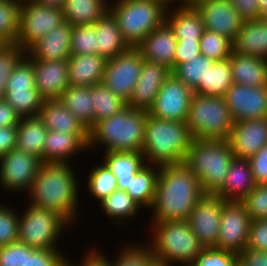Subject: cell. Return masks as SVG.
Listing matches in <instances>:
<instances>
[{
    "mask_svg": "<svg viewBox=\"0 0 267 266\" xmlns=\"http://www.w3.org/2000/svg\"><path fill=\"white\" fill-rule=\"evenodd\" d=\"M204 195L198 178L184 162L159 166L150 221L188 220Z\"/></svg>",
    "mask_w": 267,
    "mask_h": 266,
    "instance_id": "6da1fadb",
    "label": "cell"
},
{
    "mask_svg": "<svg viewBox=\"0 0 267 266\" xmlns=\"http://www.w3.org/2000/svg\"><path fill=\"white\" fill-rule=\"evenodd\" d=\"M78 178L72 163L42 162L27 202L58 212L73 226L79 221L78 201H82Z\"/></svg>",
    "mask_w": 267,
    "mask_h": 266,
    "instance_id": "7a4b0ae2",
    "label": "cell"
},
{
    "mask_svg": "<svg viewBox=\"0 0 267 266\" xmlns=\"http://www.w3.org/2000/svg\"><path fill=\"white\" fill-rule=\"evenodd\" d=\"M148 114V111L126 106L108 119L96 122L89 130L88 153L98 148L104 153L142 152Z\"/></svg>",
    "mask_w": 267,
    "mask_h": 266,
    "instance_id": "3957f363",
    "label": "cell"
},
{
    "mask_svg": "<svg viewBox=\"0 0 267 266\" xmlns=\"http://www.w3.org/2000/svg\"><path fill=\"white\" fill-rule=\"evenodd\" d=\"M192 140L186 122L159 119L148 114L142 149L145 163L157 166L182 163Z\"/></svg>",
    "mask_w": 267,
    "mask_h": 266,
    "instance_id": "277c9868",
    "label": "cell"
},
{
    "mask_svg": "<svg viewBox=\"0 0 267 266\" xmlns=\"http://www.w3.org/2000/svg\"><path fill=\"white\" fill-rule=\"evenodd\" d=\"M149 241L154 259L167 266H190L204 249L187 220L150 222Z\"/></svg>",
    "mask_w": 267,
    "mask_h": 266,
    "instance_id": "5b68a950",
    "label": "cell"
},
{
    "mask_svg": "<svg viewBox=\"0 0 267 266\" xmlns=\"http://www.w3.org/2000/svg\"><path fill=\"white\" fill-rule=\"evenodd\" d=\"M233 158L228 140L193 139L184 163L205 194H215L223 186Z\"/></svg>",
    "mask_w": 267,
    "mask_h": 266,
    "instance_id": "8992f818",
    "label": "cell"
},
{
    "mask_svg": "<svg viewBox=\"0 0 267 266\" xmlns=\"http://www.w3.org/2000/svg\"><path fill=\"white\" fill-rule=\"evenodd\" d=\"M167 9L154 0H110L109 5V12L131 47L166 22Z\"/></svg>",
    "mask_w": 267,
    "mask_h": 266,
    "instance_id": "52a82bcc",
    "label": "cell"
},
{
    "mask_svg": "<svg viewBox=\"0 0 267 266\" xmlns=\"http://www.w3.org/2000/svg\"><path fill=\"white\" fill-rule=\"evenodd\" d=\"M27 203L19 211L18 241L35 249H61V234L72 225L56 211Z\"/></svg>",
    "mask_w": 267,
    "mask_h": 266,
    "instance_id": "ba28073f",
    "label": "cell"
},
{
    "mask_svg": "<svg viewBox=\"0 0 267 266\" xmlns=\"http://www.w3.org/2000/svg\"><path fill=\"white\" fill-rule=\"evenodd\" d=\"M186 124L193 139L227 140L234 122L224 97L194 93Z\"/></svg>",
    "mask_w": 267,
    "mask_h": 266,
    "instance_id": "9c48e42d",
    "label": "cell"
},
{
    "mask_svg": "<svg viewBox=\"0 0 267 266\" xmlns=\"http://www.w3.org/2000/svg\"><path fill=\"white\" fill-rule=\"evenodd\" d=\"M5 100L20 117L38 116L44 99L35 87L32 61L26 55L7 81Z\"/></svg>",
    "mask_w": 267,
    "mask_h": 266,
    "instance_id": "30bf717a",
    "label": "cell"
},
{
    "mask_svg": "<svg viewBox=\"0 0 267 266\" xmlns=\"http://www.w3.org/2000/svg\"><path fill=\"white\" fill-rule=\"evenodd\" d=\"M143 61L136 47L107 59L102 84L128 102L140 76Z\"/></svg>",
    "mask_w": 267,
    "mask_h": 266,
    "instance_id": "8fae6325",
    "label": "cell"
},
{
    "mask_svg": "<svg viewBox=\"0 0 267 266\" xmlns=\"http://www.w3.org/2000/svg\"><path fill=\"white\" fill-rule=\"evenodd\" d=\"M64 21L63 9L47 7L32 1L20 8L19 33L17 43L27 51Z\"/></svg>",
    "mask_w": 267,
    "mask_h": 266,
    "instance_id": "7c38bea8",
    "label": "cell"
},
{
    "mask_svg": "<svg viewBox=\"0 0 267 266\" xmlns=\"http://www.w3.org/2000/svg\"><path fill=\"white\" fill-rule=\"evenodd\" d=\"M41 164L40 158L15 147L0 158V188L28 194Z\"/></svg>",
    "mask_w": 267,
    "mask_h": 266,
    "instance_id": "4fadbf2b",
    "label": "cell"
},
{
    "mask_svg": "<svg viewBox=\"0 0 267 266\" xmlns=\"http://www.w3.org/2000/svg\"><path fill=\"white\" fill-rule=\"evenodd\" d=\"M193 95V90L171 73L148 113L159 119L186 122Z\"/></svg>",
    "mask_w": 267,
    "mask_h": 266,
    "instance_id": "5bb4252c",
    "label": "cell"
},
{
    "mask_svg": "<svg viewBox=\"0 0 267 266\" xmlns=\"http://www.w3.org/2000/svg\"><path fill=\"white\" fill-rule=\"evenodd\" d=\"M251 218L241 202L225 201L215 248L240 254L249 238Z\"/></svg>",
    "mask_w": 267,
    "mask_h": 266,
    "instance_id": "9a60e30c",
    "label": "cell"
},
{
    "mask_svg": "<svg viewBox=\"0 0 267 266\" xmlns=\"http://www.w3.org/2000/svg\"><path fill=\"white\" fill-rule=\"evenodd\" d=\"M224 202L218 195L205 194L191 211L187 221L203 247L217 244Z\"/></svg>",
    "mask_w": 267,
    "mask_h": 266,
    "instance_id": "2e32d148",
    "label": "cell"
},
{
    "mask_svg": "<svg viewBox=\"0 0 267 266\" xmlns=\"http://www.w3.org/2000/svg\"><path fill=\"white\" fill-rule=\"evenodd\" d=\"M233 122L267 117V86L233 83L224 96Z\"/></svg>",
    "mask_w": 267,
    "mask_h": 266,
    "instance_id": "e0dca14e",
    "label": "cell"
},
{
    "mask_svg": "<svg viewBox=\"0 0 267 266\" xmlns=\"http://www.w3.org/2000/svg\"><path fill=\"white\" fill-rule=\"evenodd\" d=\"M32 61L35 87L44 100L60 99L69 86L68 60H37L27 52Z\"/></svg>",
    "mask_w": 267,
    "mask_h": 266,
    "instance_id": "ac0fdd59",
    "label": "cell"
},
{
    "mask_svg": "<svg viewBox=\"0 0 267 266\" xmlns=\"http://www.w3.org/2000/svg\"><path fill=\"white\" fill-rule=\"evenodd\" d=\"M227 140L235 158L248 159L267 144V117L235 122Z\"/></svg>",
    "mask_w": 267,
    "mask_h": 266,
    "instance_id": "d6986e66",
    "label": "cell"
},
{
    "mask_svg": "<svg viewBox=\"0 0 267 266\" xmlns=\"http://www.w3.org/2000/svg\"><path fill=\"white\" fill-rule=\"evenodd\" d=\"M205 29L233 40L241 28L243 20L229 0H205L196 6Z\"/></svg>",
    "mask_w": 267,
    "mask_h": 266,
    "instance_id": "ffe728a7",
    "label": "cell"
},
{
    "mask_svg": "<svg viewBox=\"0 0 267 266\" xmlns=\"http://www.w3.org/2000/svg\"><path fill=\"white\" fill-rule=\"evenodd\" d=\"M171 70L162 64L144 60L140 76L127 106L149 111Z\"/></svg>",
    "mask_w": 267,
    "mask_h": 266,
    "instance_id": "44dd1931",
    "label": "cell"
},
{
    "mask_svg": "<svg viewBox=\"0 0 267 266\" xmlns=\"http://www.w3.org/2000/svg\"><path fill=\"white\" fill-rule=\"evenodd\" d=\"M88 141L89 133L48 130L42 151V162L73 163L76 154L87 153Z\"/></svg>",
    "mask_w": 267,
    "mask_h": 266,
    "instance_id": "7402d4cb",
    "label": "cell"
},
{
    "mask_svg": "<svg viewBox=\"0 0 267 266\" xmlns=\"http://www.w3.org/2000/svg\"><path fill=\"white\" fill-rule=\"evenodd\" d=\"M177 43L173 30L165 22L151 31L136 48L144 60L165 65L172 71Z\"/></svg>",
    "mask_w": 267,
    "mask_h": 266,
    "instance_id": "603a6c76",
    "label": "cell"
},
{
    "mask_svg": "<svg viewBox=\"0 0 267 266\" xmlns=\"http://www.w3.org/2000/svg\"><path fill=\"white\" fill-rule=\"evenodd\" d=\"M73 25L63 22L34 43L26 52L37 60H68L71 56Z\"/></svg>",
    "mask_w": 267,
    "mask_h": 266,
    "instance_id": "cb8c5ba5",
    "label": "cell"
},
{
    "mask_svg": "<svg viewBox=\"0 0 267 266\" xmlns=\"http://www.w3.org/2000/svg\"><path fill=\"white\" fill-rule=\"evenodd\" d=\"M256 186L250 162L244 158H233L223 186L215 193L225 201L240 202Z\"/></svg>",
    "mask_w": 267,
    "mask_h": 266,
    "instance_id": "d4e9b609",
    "label": "cell"
},
{
    "mask_svg": "<svg viewBox=\"0 0 267 266\" xmlns=\"http://www.w3.org/2000/svg\"><path fill=\"white\" fill-rule=\"evenodd\" d=\"M231 43L234 53L267 60V22L260 19L243 21Z\"/></svg>",
    "mask_w": 267,
    "mask_h": 266,
    "instance_id": "484cf974",
    "label": "cell"
},
{
    "mask_svg": "<svg viewBox=\"0 0 267 266\" xmlns=\"http://www.w3.org/2000/svg\"><path fill=\"white\" fill-rule=\"evenodd\" d=\"M107 59L98 54L71 55L68 79L71 86H93L102 83Z\"/></svg>",
    "mask_w": 267,
    "mask_h": 266,
    "instance_id": "4316f807",
    "label": "cell"
},
{
    "mask_svg": "<svg viewBox=\"0 0 267 266\" xmlns=\"http://www.w3.org/2000/svg\"><path fill=\"white\" fill-rule=\"evenodd\" d=\"M93 26L96 32V54L110 59L131 48L110 12L97 20Z\"/></svg>",
    "mask_w": 267,
    "mask_h": 266,
    "instance_id": "83f0119b",
    "label": "cell"
},
{
    "mask_svg": "<svg viewBox=\"0 0 267 266\" xmlns=\"http://www.w3.org/2000/svg\"><path fill=\"white\" fill-rule=\"evenodd\" d=\"M233 83L246 86H267V60L232 52L230 57Z\"/></svg>",
    "mask_w": 267,
    "mask_h": 266,
    "instance_id": "f1b7e54d",
    "label": "cell"
},
{
    "mask_svg": "<svg viewBox=\"0 0 267 266\" xmlns=\"http://www.w3.org/2000/svg\"><path fill=\"white\" fill-rule=\"evenodd\" d=\"M100 159L115 175L118 190L126 191L132 178L146 165L142 152H105Z\"/></svg>",
    "mask_w": 267,
    "mask_h": 266,
    "instance_id": "f546056e",
    "label": "cell"
},
{
    "mask_svg": "<svg viewBox=\"0 0 267 266\" xmlns=\"http://www.w3.org/2000/svg\"><path fill=\"white\" fill-rule=\"evenodd\" d=\"M166 23L171 27L177 40H200L205 25L196 7H172L167 9Z\"/></svg>",
    "mask_w": 267,
    "mask_h": 266,
    "instance_id": "4dcf8cb0",
    "label": "cell"
},
{
    "mask_svg": "<svg viewBox=\"0 0 267 266\" xmlns=\"http://www.w3.org/2000/svg\"><path fill=\"white\" fill-rule=\"evenodd\" d=\"M38 117L50 131L89 133L83 124L65 107L60 99L44 100Z\"/></svg>",
    "mask_w": 267,
    "mask_h": 266,
    "instance_id": "1f68e13d",
    "label": "cell"
},
{
    "mask_svg": "<svg viewBox=\"0 0 267 266\" xmlns=\"http://www.w3.org/2000/svg\"><path fill=\"white\" fill-rule=\"evenodd\" d=\"M48 129L38 116L21 117L17 125L16 148L42 161Z\"/></svg>",
    "mask_w": 267,
    "mask_h": 266,
    "instance_id": "d6a6232c",
    "label": "cell"
},
{
    "mask_svg": "<svg viewBox=\"0 0 267 266\" xmlns=\"http://www.w3.org/2000/svg\"><path fill=\"white\" fill-rule=\"evenodd\" d=\"M110 0H65L64 21L71 25H93L109 12Z\"/></svg>",
    "mask_w": 267,
    "mask_h": 266,
    "instance_id": "836d02e7",
    "label": "cell"
},
{
    "mask_svg": "<svg viewBox=\"0 0 267 266\" xmlns=\"http://www.w3.org/2000/svg\"><path fill=\"white\" fill-rule=\"evenodd\" d=\"M60 101L89 131L94 126L92 86H71L62 93Z\"/></svg>",
    "mask_w": 267,
    "mask_h": 266,
    "instance_id": "e575fe53",
    "label": "cell"
},
{
    "mask_svg": "<svg viewBox=\"0 0 267 266\" xmlns=\"http://www.w3.org/2000/svg\"><path fill=\"white\" fill-rule=\"evenodd\" d=\"M98 204L105 217L110 218L111 223L115 222L113 224H117V227L118 225L119 227L122 226V224L124 226L130 220L134 221L140 213L139 210L143 209L126 191L118 189Z\"/></svg>",
    "mask_w": 267,
    "mask_h": 266,
    "instance_id": "d590c367",
    "label": "cell"
},
{
    "mask_svg": "<svg viewBox=\"0 0 267 266\" xmlns=\"http://www.w3.org/2000/svg\"><path fill=\"white\" fill-rule=\"evenodd\" d=\"M233 84L231 75L230 59L214 61L208 67L204 81L193 89L195 94L207 95L211 97H224L227 89Z\"/></svg>",
    "mask_w": 267,
    "mask_h": 266,
    "instance_id": "8d00e7d4",
    "label": "cell"
},
{
    "mask_svg": "<svg viewBox=\"0 0 267 266\" xmlns=\"http://www.w3.org/2000/svg\"><path fill=\"white\" fill-rule=\"evenodd\" d=\"M159 173V166L145 165L132 178L126 192L146 211L150 210L155 198L156 182Z\"/></svg>",
    "mask_w": 267,
    "mask_h": 266,
    "instance_id": "74e56055",
    "label": "cell"
},
{
    "mask_svg": "<svg viewBox=\"0 0 267 266\" xmlns=\"http://www.w3.org/2000/svg\"><path fill=\"white\" fill-rule=\"evenodd\" d=\"M85 184L87 194H90V197L98 203L118 189L115 175L99 160L98 164L96 162V166L90 168Z\"/></svg>",
    "mask_w": 267,
    "mask_h": 266,
    "instance_id": "f35d334b",
    "label": "cell"
},
{
    "mask_svg": "<svg viewBox=\"0 0 267 266\" xmlns=\"http://www.w3.org/2000/svg\"><path fill=\"white\" fill-rule=\"evenodd\" d=\"M94 124L117 114L127 106V102L115 95L102 83L92 86Z\"/></svg>",
    "mask_w": 267,
    "mask_h": 266,
    "instance_id": "ab89813d",
    "label": "cell"
},
{
    "mask_svg": "<svg viewBox=\"0 0 267 266\" xmlns=\"http://www.w3.org/2000/svg\"><path fill=\"white\" fill-rule=\"evenodd\" d=\"M213 63V59L200 54L189 59L188 62L178 64L171 73L193 90L200 81H204L208 67Z\"/></svg>",
    "mask_w": 267,
    "mask_h": 266,
    "instance_id": "60d3db41",
    "label": "cell"
},
{
    "mask_svg": "<svg viewBox=\"0 0 267 266\" xmlns=\"http://www.w3.org/2000/svg\"><path fill=\"white\" fill-rule=\"evenodd\" d=\"M136 242L129 241L122 247L119 246L120 251H115L112 266H147L154 259L151 248L145 241L139 244Z\"/></svg>",
    "mask_w": 267,
    "mask_h": 266,
    "instance_id": "b9f144b4",
    "label": "cell"
},
{
    "mask_svg": "<svg viewBox=\"0 0 267 266\" xmlns=\"http://www.w3.org/2000/svg\"><path fill=\"white\" fill-rule=\"evenodd\" d=\"M25 55L26 51L17 42H3L0 45V100L5 99L7 81Z\"/></svg>",
    "mask_w": 267,
    "mask_h": 266,
    "instance_id": "7bdbcfd3",
    "label": "cell"
},
{
    "mask_svg": "<svg viewBox=\"0 0 267 266\" xmlns=\"http://www.w3.org/2000/svg\"><path fill=\"white\" fill-rule=\"evenodd\" d=\"M20 6L9 0H0V40L17 42L20 21Z\"/></svg>",
    "mask_w": 267,
    "mask_h": 266,
    "instance_id": "ee69618b",
    "label": "cell"
},
{
    "mask_svg": "<svg viewBox=\"0 0 267 266\" xmlns=\"http://www.w3.org/2000/svg\"><path fill=\"white\" fill-rule=\"evenodd\" d=\"M199 41L201 54L214 61L228 59L232 53L231 40L216 32L205 29Z\"/></svg>",
    "mask_w": 267,
    "mask_h": 266,
    "instance_id": "f6af8a7d",
    "label": "cell"
},
{
    "mask_svg": "<svg viewBox=\"0 0 267 266\" xmlns=\"http://www.w3.org/2000/svg\"><path fill=\"white\" fill-rule=\"evenodd\" d=\"M66 256L60 249H35L25 244L23 266H67Z\"/></svg>",
    "mask_w": 267,
    "mask_h": 266,
    "instance_id": "bcb514c9",
    "label": "cell"
},
{
    "mask_svg": "<svg viewBox=\"0 0 267 266\" xmlns=\"http://www.w3.org/2000/svg\"><path fill=\"white\" fill-rule=\"evenodd\" d=\"M190 266H239V254L215 247H204Z\"/></svg>",
    "mask_w": 267,
    "mask_h": 266,
    "instance_id": "7dc6e473",
    "label": "cell"
},
{
    "mask_svg": "<svg viewBox=\"0 0 267 266\" xmlns=\"http://www.w3.org/2000/svg\"><path fill=\"white\" fill-rule=\"evenodd\" d=\"M96 54V32L93 25L73 26L71 55Z\"/></svg>",
    "mask_w": 267,
    "mask_h": 266,
    "instance_id": "c3c4849f",
    "label": "cell"
},
{
    "mask_svg": "<svg viewBox=\"0 0 267 266\" xmlns=\"http://www.w3.org/2000/svg\"><path fill=\"white\" fill-rule=\"evenodd\" d=\"M12 208L0 205V247L18 241L19 213Z\"/></svg>",
    "mask_w": 267,
    "mask_h": 266,
    "instance_id": "681fc988",
    "label": "cell"
},
{
    "mask_svg": "<svg viewBox=\"0 0 267 266\" xmlns=\"http://www.w3.org/2000/svg\"><path fill=\"white\" fill-rule=\"evenodd\" d=\"M240 202L251 220L267 219V184L256 185Z\"/></svg>",
    "mask_w": 267,
    "mask_h": 266,
    "instance_id": "f907efd6",
    "label": "cell"
},
{
    "mask_svg": "<svg viewBox=\"0 0 267 266\" xmlns=\"http://www.w3.org/2000/svg\"><path fill=\"white\" fill-rule=\"evenodd\" d=\"M25 244L17 241L0 247V266H23Z\"/></svg>",
    "mask_w": 267,
    "mask_h": 266,
    "instance_id": "816d5d0a",
    "label": "cell"
},
{
    "mask_svg": "<svg viewBox=\"0 0 267 266\" xmlns=\"http://www.w3.org/2000/svg\"><path fill=\"white\" fill-rule=\"evenodd\" d=\"M246 248L267 251V219L251 220Z\"/></svg>",
    "mask_w": 267,
    "mask_h": 266,
    "instance_id": "f5cc1de1",
    "label": "cell"
},
{
    "mask_svg": "<svg viewBox=\"0 0 267 266\" xmlns=\"http://www.w3.org/2000/svg\"><path fill=\"white\" fill-rule=\"evenodd\" d=\"M248 160L256 185L267 184V144Z\"/></svg>",
    "mask_w": 267,
    "mask_h": 266,
    "instance_id": "db71d44e",
    "label": "cell"
},
{
    "mask_svg": "<svg viewBox=\"0 0 267 266\" xmlns=\"http://www.w3.org/2000/svg\"><path fill=\"white\" fill-rule=\"evenodd\" d=\"M177 46L175 49L174 68L178 64L188 62L189 59L194 58L201 54L200 41L199 40H177Z\"/></svg>",
    "mask_w": 267,
    "mask_h": 266,
    "instance_id": "11a10c76",
    "label": "cell"
},
{
    "mask_svg": "<svg viewBox=\"0 0 267 266\" xmlns=\"http://www.w3.org/2000/svg\"><path fill=\"white\" fill-rule=\"evenodd\" d=\"M88 250H86V254L84 253L82 259L80 258V262L77 264L75 263H71L72 259H70L69 257L67 258V266H112V260H110V258H108V256L104 255V252L101 251L99 248H96L92 246V250L90 248H88ZM71 261H70V260Z\"/></svg>",
    "mask_w": 267,
    "mask_h": 266,
    "instance_id": "9f6ffc18",
    "label": "cell"
},
{
    "mask_svg": "<svg viewBox=\"0 0 267 266\" xmlns=\"http://www.w3.org/2000/svg\"><path fill=\"white\" fill-rule=\"evenodd\" d=\"M243 21L260 19L259 0H229Z\"/></svg>",
    "mask_w": 267,
    "mask_h": 266,
    "instance_id": "6f0895ef",
    "label": "cell"
},
{
    "mask_svg": "<svg viewBox=\"0 0 267 266\" xmlns=\"http://www.w3.org/2000/svg\"><path fill=\"white\" fill-rule=\"evenodd\" d=\"M239 266H267V251L245 248L239 254Z\"/></svg>",
    "mask_w": 267,
    "mask_h": 266,
    "instance_id": "680465c9",
    "label": "cell"
},
{
    "mask_svg": "<svg viewBox=\"0 0 267 266\" xmlns=\"http://www.w3.org/2000/svg\"><path fill=\"white\" fill-rule=\"evenodd\" d=\"M17 125L0 127V158L16 147Z\"/></svg>",
    "mask_w": 267,
    "mask_h": 266,
    "instance_id": "91938a15",
    "label": "cell"
},
{
    "mask_svg": "<svg viewBox=\"0 0 267 266\" xmlns=\"http://www.w3.org/2000/svg\"><path fill=\"white\" fill-rule=\"evenodd\" d=\"M20 118L5 99L0 100V127L18 125Z\"/></svg>",
    "mask_w": 267,
    "mask_h": 266,
    "instance_id": "94428289",
    "label": "cell"
},
{
    "mask_svg": "<svg viewBox=\"0 0 267 266\" xmlns=\"http://www.w3.org/2000/svg\"><path fill=\"white\" fill-rule=\"evenodd\" d=\"M40 5L54 8H63L65 0H34Z\"/></svg>",
    "mask_w": 267,
    "mask_h": 266,
    "instance_id": "6125c7cd",
    "label": "cell"
},
{
    "mask_svg": "<svg viewBox=\"0 0 267 266\" xmlns=\"http://www.w3.org/2000/svg\"><path fill=\"white\" fill-rule=\"evenodd\" d=\"M205 0H175V7H196Z\"/></svg>",
    "mask_w": 267,
    "mask_h": 266,
    "instance_id": "be15d7a7",
    "label": "cell"
},
{
    "mask_svg": "<svg viewBox=\"0 0 267 266\" xmlns=\"http://www.w3.org/2000/svg\"><path fill=\"white\" fill-rule=\"evenodd\" d=\"M160 2L162 5L166 6L167 8L175 7V0H154Z\"/></svg>",
    "mask_w": 267,
    "mask_h": 266,
    "instance_id": "e7e4bbea",
    "label": "cell"
},
{
    "mask_svg": "<svg viewBox=\"0 0 267 266\" xmlns=\"http://www.w3.org/2000/svg\"><path fill=\"white\" fill-rule=\"evenodd\" d=\"M10 2L14 3V4H18L20 7L23 5H26L34 0H9Z\"/></svg>",
    "mask_w": 267,
    "mask_h": 266,
    "instance_id": "03108f58",
    "label": "cell"
},
{
    "mask_svg": "<svg viewBox=\"0 0 267 266\" xmlns=\"http://www.w3.org/2000/svg\"><path fill=\"white\" fill-rule=\"evenodd\" d=\"M147 266H167L164 262L153 259Z\"/></svg>",
    "mask_w": 267,
    "mask_h": 266,
    "instance_id": "003e7915",
    "label": "cell"
},
{
    "mask_svg": "<svg viewBox=\"0 0 267 266\" xmlns=\"http://www.w3.org/2000/svg\"><path fill=\"white\" fill-rule=\"evenodd\" d=\"M260 11L267 9V0H259Z\"/></svg>",
    "mask_w": 267,
    "mask_h": 266,
    "instance_id": "a7ac6f4b",
    "label": "cell"
},
{
    "mask_svg": "<svg viewBox=\"0 0 267 266\" xmlns=\"http://www.w3.org/2000/svg\"><path fill=\"white\" fill-rule=\"evenodd\" d=\"M260 20H261V21H264V22H267V9H266V10H263V11L261 12Z\"/></svg>",
    "mask_w": 267,
    "mask_h": 266,
    "instance_id": "89a4df30",
    "label": "cell"
}]
</instances>
